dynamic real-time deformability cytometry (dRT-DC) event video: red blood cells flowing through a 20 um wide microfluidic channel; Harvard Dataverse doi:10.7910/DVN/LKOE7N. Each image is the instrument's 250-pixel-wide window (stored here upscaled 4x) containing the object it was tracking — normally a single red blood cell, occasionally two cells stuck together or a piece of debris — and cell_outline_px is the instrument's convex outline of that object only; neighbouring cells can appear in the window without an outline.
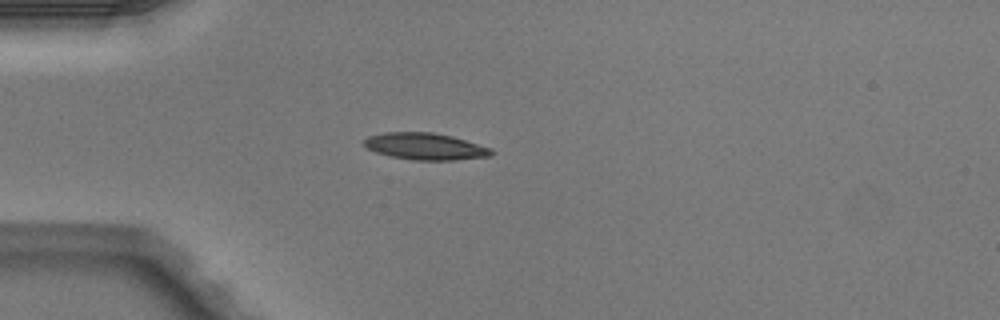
{"species": "Egyptian fruit bat (a non-hibernating species)", "species_latin": "Rousettus aegyptiacus", "temperature_condition": "warm", "stored_images_in_passage": 4, "camera_frame_rate_fps": 3000, "um_per_image_px": 0.085, "animal": {"sex": "male"}, "frame": {"image": 1, "passage_image": 3, "time_ms": 0.667, "image_size_px": [1000, 320], "cell_outline_px": [[496, 152], [492, 156], [452, 160], [412, 160], [392, 156], [376, 152], [368, 148], [364, 144], [364, 140], [368, 136], [384, 132], [432, 132], [452, 136], [492, 148]], "centroid_in_image_um": [36.19, 12.44], "position_along_channel_um": 48.8, "area_um2": 19.88}}